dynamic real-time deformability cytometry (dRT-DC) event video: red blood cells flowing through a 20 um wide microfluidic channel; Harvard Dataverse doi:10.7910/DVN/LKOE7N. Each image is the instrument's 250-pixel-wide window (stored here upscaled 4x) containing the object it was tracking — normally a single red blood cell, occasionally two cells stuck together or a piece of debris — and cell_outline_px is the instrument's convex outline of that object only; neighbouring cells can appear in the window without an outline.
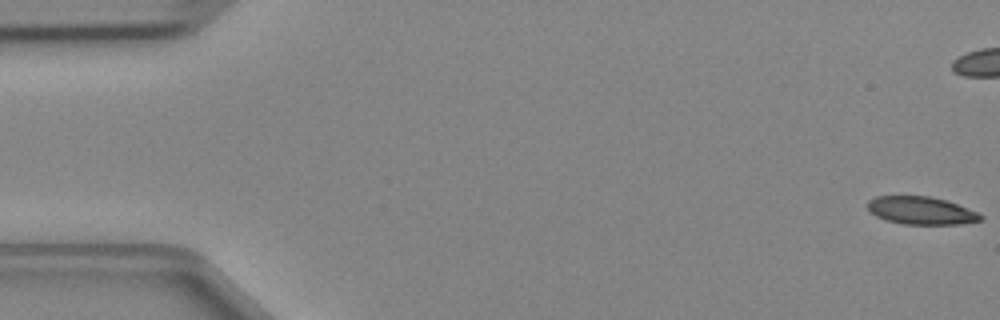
{"species": "Egyptian fruit bat (a non-hibernating species)", "species_latin": "Rousettus aegyptiacus", "temperature_condition": "cold", "stored_images_in_passage": 49, "camera_frame_rate_fps": 3000, "um_per_image_px": 0.085, "animal": {"sex": "female"}, "frame": {"image": 1, "passage_image": 1, "time_ms": 0.0, "image_size_px": [1000, 320], "cell_outline_px": [[984, 220], [960, 224], [904, 224], [888, 220], [876, 216], [868, 208], [868, 200], [876, 196], [928, 196], [944, 200], [956, 204], [976, 212], [984, 216]], "centroid_in_image_um": [78.31, 17.9], "position_along_channel_um": 6.7, "area_um2": 18.03}}
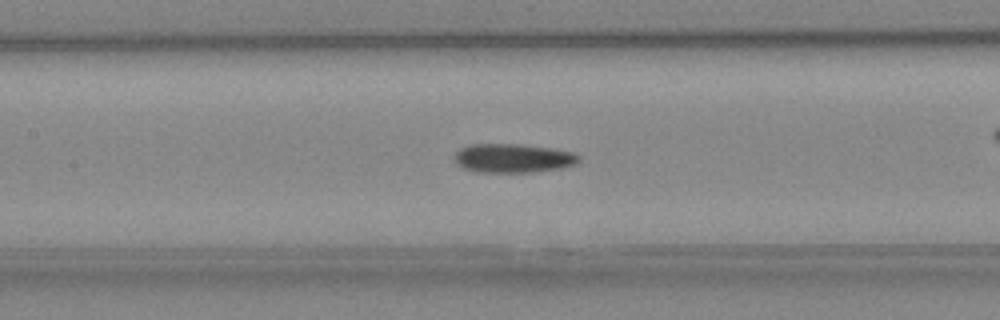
{"frame": {"image": 2, "passage_image": 22, "time_ms": 7.0, "image_size_px": [1000, 320], "cell_outline_px": [[580, 160], [576, 164], [560, 168], [528, 172], [480, 172], [464, 168], [456, 164], [456, 152], [460, 148], [468, 144], [520, 144], [552, 148], [572, 152], [580, 156]], "centroid_in_image_um": [43.61, 13.43], "position_along_channel_um": 163.8, "area_um2": 20.87}}
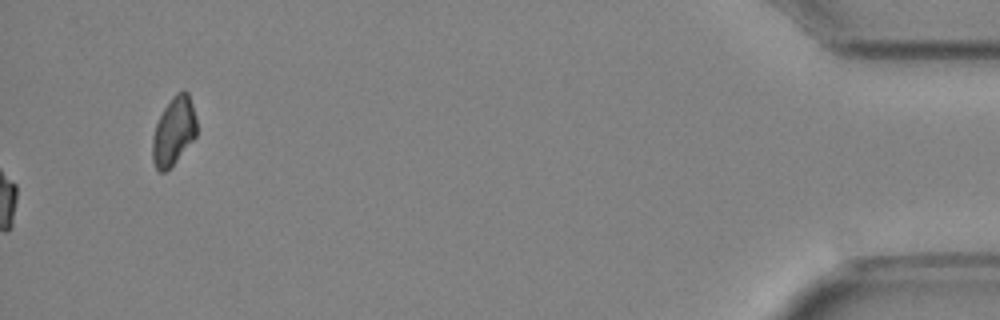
{"frame": {"image": 3, "passage_image": 49, "time_ms": 16.0, "image_size_px": [1000, 320], "cell_outline_px": [[196, 136], [176, 160], [164, 172], [160, 172], [156, 168], [152, 160], [152, 136], [156, 124], [164, 108], [172, 96], [176, 92], [188, 92], [196, 116]], "centroid_in_image_um": [14.75, 11.13], "position_along_channel_um": 420.4, "area_um2": 17.34}}